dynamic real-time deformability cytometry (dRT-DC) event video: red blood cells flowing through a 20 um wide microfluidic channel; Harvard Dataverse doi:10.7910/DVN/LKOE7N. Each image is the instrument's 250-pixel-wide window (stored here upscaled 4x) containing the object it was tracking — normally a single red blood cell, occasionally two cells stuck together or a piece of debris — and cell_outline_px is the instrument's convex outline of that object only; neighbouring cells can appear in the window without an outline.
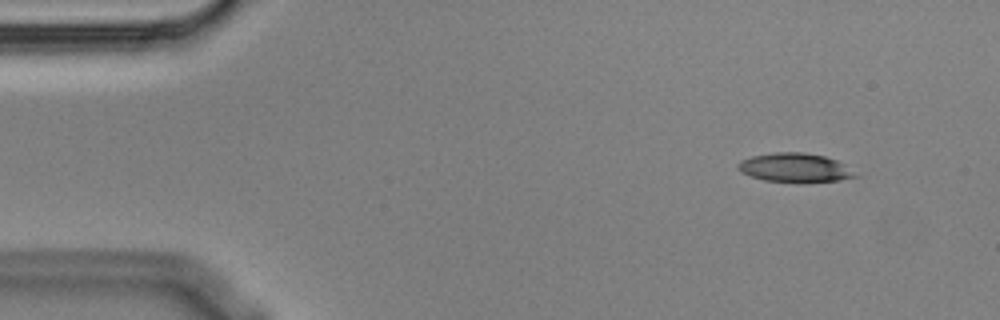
{"species": "Egyptian fruit bat (a non-hibernating species)", "species_latin": "Rousettus aegyptiacus", "temperature_condition": "cold", "stored_images_in_passage": 4, "camera_frame_rate_fps": 3000, "um_per_image_px": 0.085, "animal": {"sex": "male"}, "frame": {"image": 1, "passage_image": 1, "time_ms": 0.0, "image_size_px": [1000, 320], "cell_outline_px": [[860, 176], [840, 180], [764, 180], [740, 172], [736, 168], [736, 164], [740, 160], [752, 156], [776, 152], [804, 152], [824, 156], [836, 160], [844, 164]], "centroid_in_image_um": [67.53, 14.21], "position_along_channel_um": 17.5, "area_um2": 19.19}}
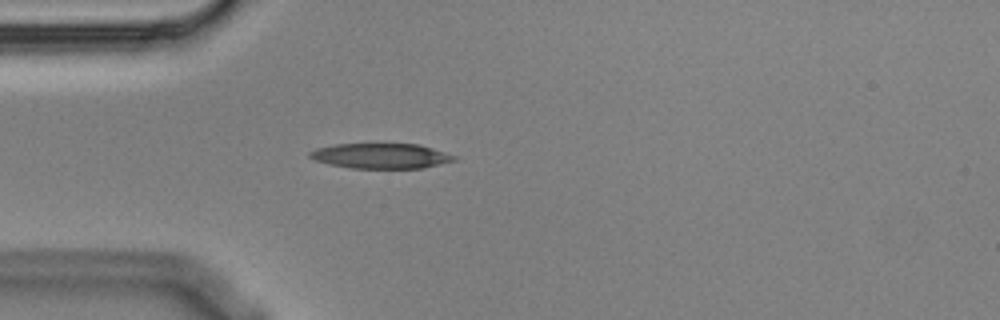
{"frame": {"image": 2, "passage_image": 4, "time_ms": 1.0, "image_size_px": [1000, 320], "cell_outline_px": [[460, 156], [456, 160], [424, 168], [352, 168], [328, 164], [316, 160], [308, 156], [308, 152], [316, 148], [336, 144], [420, 144]], "centroid_in_image_um": [32.43, 13.25], "position_along_channel_um": 52.6, "area_um2": 21.33}}